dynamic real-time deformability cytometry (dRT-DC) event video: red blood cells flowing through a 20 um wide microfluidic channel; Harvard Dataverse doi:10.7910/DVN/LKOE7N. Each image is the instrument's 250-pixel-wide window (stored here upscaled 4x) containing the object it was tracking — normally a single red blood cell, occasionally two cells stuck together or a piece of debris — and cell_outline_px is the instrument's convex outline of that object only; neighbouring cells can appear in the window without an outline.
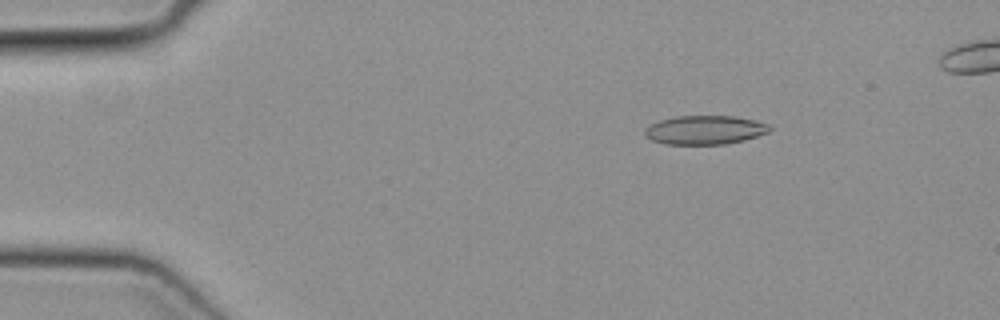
{"species": "common noctule bat (a hibernating species)", "species_latin": "Nyctalus noctula", "temperature_condition": "cold", "stored_images_in_passage": 48, "camera_frame_rate_fps": 3000, "um_per_image_px": 0.085, "animal": {"sex": "female", "body_mass_g": 19.3, "forearm_length_mm": 54.1}, "frame": {"image": 1, "passage_image": 8, "time_ms": 2.333, "image_size_px": [1000, 320], "cell_outline_px": [[772, 128], [768, 132], [744, 140], [724, 144], [664, 144], [652, 140], [644, 136], [644, 128], [660, 120], [676, 116], [736, 116], [768, 124]], "centroid_in_image_um": [59.88, 11.05], "position_along_channel_um": 25.1, "area_um2": 20.92}}
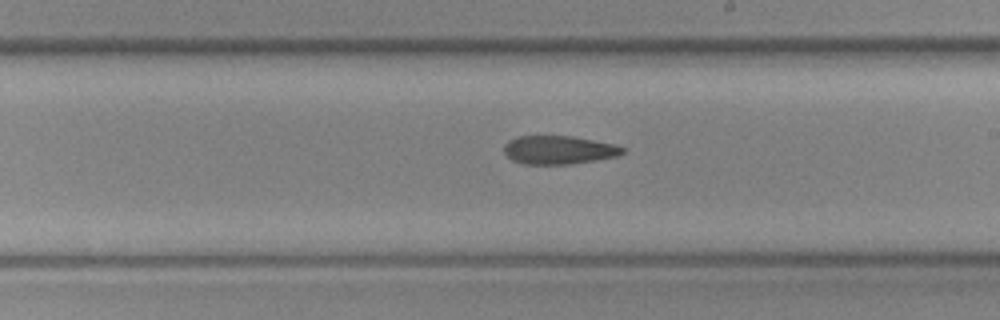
{"frame": {"image": 2, "passage_image": 29, "time_ms": 9.333, "image_size_px": [1000, 320], "cell_outline_px": [[624, 152], [616, 156], [596, 160], [568, 164], [524, 164], [512, 160], [504, 152], [504, 144], [508, 140], [516, 136], [572, 136], [616, 144], [624, 148]], "centroid_in_image_um": [47.47, 12.74], "position_along_channel_um": 241.5, "area_um2": 19.65}}
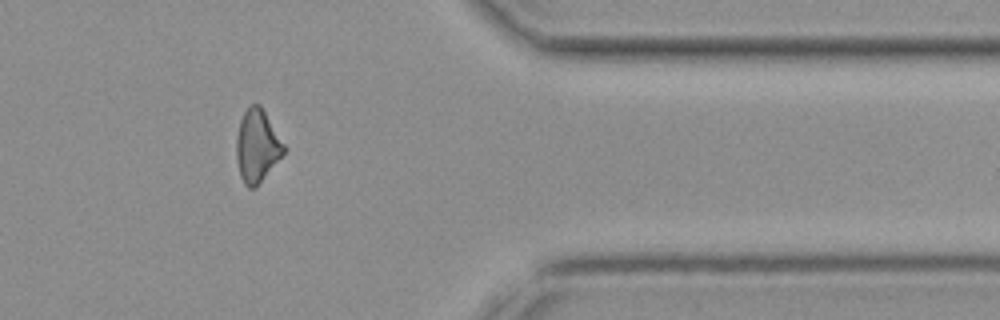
{"frame": {"image": 3, "passage_image": 41, "time_ms": 13.333, "image_size_px": [1000, 320], "cell_outline_px": [[284, 152], [256, 188], [248, 188], [244, 184], [240, 176], [236, 156], [236, 136], [240, 120], [244, 112], [252, 104], [260, 104], [284, 144]], "centroid_in_image_um": [21.82, 12.42], "position_along_channel_um": 389.6, "area_um2": 19.83}}